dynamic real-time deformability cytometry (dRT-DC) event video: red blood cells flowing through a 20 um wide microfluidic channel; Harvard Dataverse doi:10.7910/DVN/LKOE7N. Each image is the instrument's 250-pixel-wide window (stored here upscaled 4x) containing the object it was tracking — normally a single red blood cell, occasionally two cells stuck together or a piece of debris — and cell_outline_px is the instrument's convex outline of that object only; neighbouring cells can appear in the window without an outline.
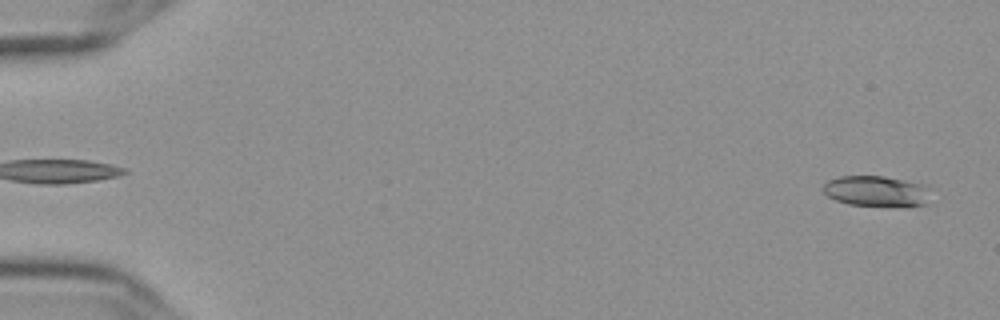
{"species": "Egyptian fruit bat (a non-hibernating species)", "species_latin": "Rousettus aegyptiacus", "temperature_condition": "cold", "stored_images_in_passage": 55, "camera_frame_rate_fps": 3000, "um_per_image_px": 0.085, "frame": {"image": 1, "passage_image": 1, "time_ms": 0.0, "image_size_px": [1000, 320], "cell_outline_px": [[928, 204], [908, 208], [848, 204], [836, 200], [828, 196], [824, 192], [824, 184], [828, 180], [840, 176], [884, 176], [924, 184]], "centroid_in_image_um": [74.49, 16.28], "position_along_channel_um": 10.5, "area_um2": 19.36}}
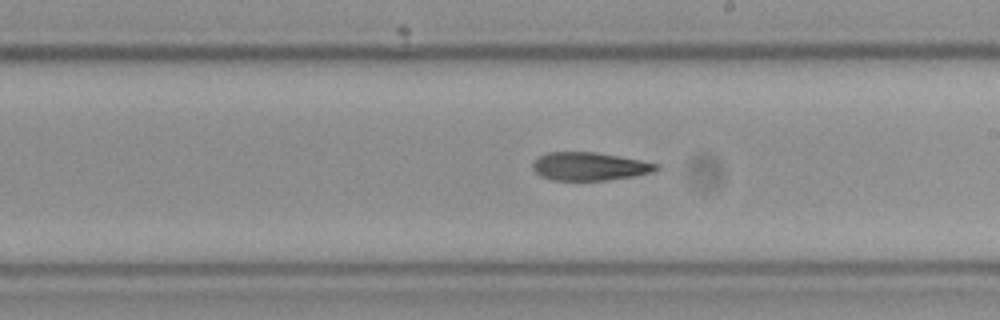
{"frame": {"image": 2, "passage_image": 32, "time_ms": 10.333, "image_size_px": [1000, 320], "cell_outline_px": [[660, 168], [652, 172], [632, 176], [608, 180], [552, 180], [540, 176], [532, 168], [532, 164], [540, 156], [548, 152], [592, 152], [640, 160], [660, 164]], "centroid_in_image_um": [50.1, 14.15], "position_along_channel_um": 238.9, "area_um2": 20.06}}
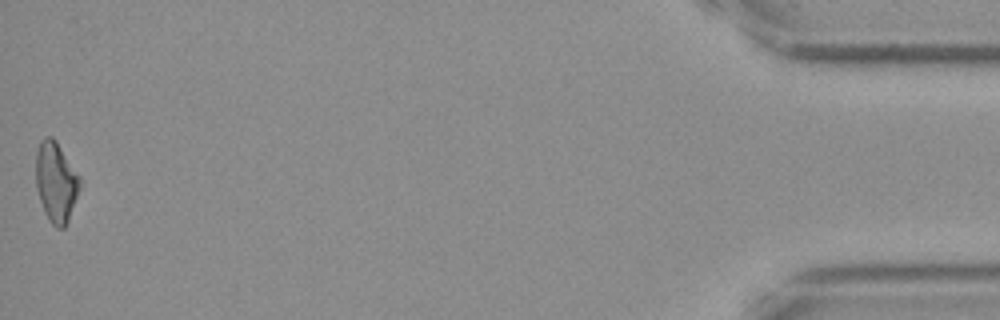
{"frame": {"image": 3, "passage_image": 55, "time_ms": 18.0, "image_size_px": [1000, 320], "cell_outline_px": [[84, 184], [68, 220], [64, 228], [56, 228], [52, 224], [44, 212], [36, 188], [36, 152], [40, 140], [44, 136], [52, 136], [56, 140], [80, 176]], "centroid_in_image_um": [4.79, 15.46], "position_along_channel_um": 430.4, "area_um2": 21.04}, "authors_computed_cell_mechanics": {"area_um2": 20.3456, "velocity_mm_per_s": 3.6461, "shape_relaxation_time_tau1_ms": null, "shape_relaxation_time_tau2_ms": 4.0448, "deformation_change_tau1": null, "deformation_change_tau2": 0.1515}}